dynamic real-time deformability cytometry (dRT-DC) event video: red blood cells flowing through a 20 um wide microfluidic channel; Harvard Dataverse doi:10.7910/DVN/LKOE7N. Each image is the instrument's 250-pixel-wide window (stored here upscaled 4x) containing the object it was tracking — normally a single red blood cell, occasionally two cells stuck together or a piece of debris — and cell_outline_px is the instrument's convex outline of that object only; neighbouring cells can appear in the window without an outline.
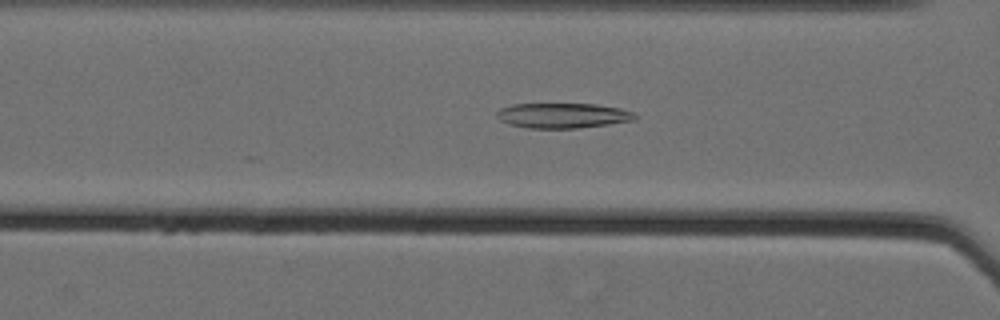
{"species": "Egyptian fruit bat (a non-hibernating species)", "species_latin": "Rousettus aegyptiacus", "temperature_condition": "cold", "stored_images_in_passage": 62, "camera_frame_rate_fps": 3000, "um_per_image_px": 0.085, "animal": {"sex": "female"}, "frame": {"image": 1, "passage_image": 30, "time_ms": 9.667, "image_size_px": [1000, 320], "cell_outline_px": [[636, 120], [580, 128], [528, 128], [508, 124], [500, 120], [496, 116], [496, 112], [500, 108], [512, 104], [596, 104], [620, 108], [636, 112]], "centroid_in_image_um": [47.84, 9.82], "position_along_channel_um": 118.8, "area_um2": 20.35}}
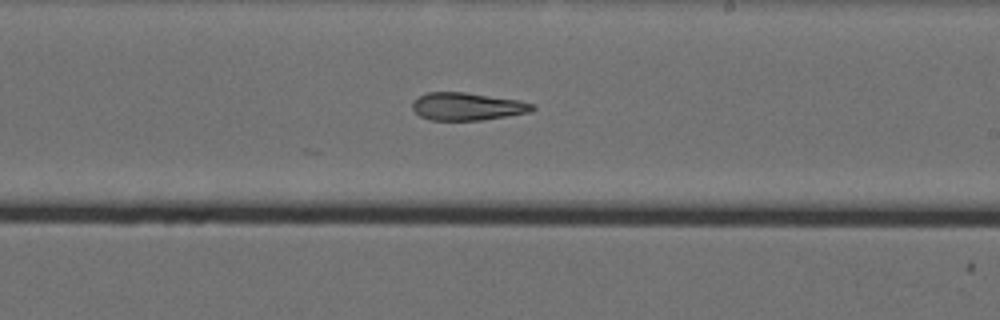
{"frame": {"image": 2, "passage_image": 41, "time_ms": 13.333, "image_size_px": [1000, 320], "cell_outline_px": [[536, 108], [532, 112], [508, 116], [480, 120], [432, 120], [420, 116], [412, 108], [412, 100], [428, 92], [464, 92], [520, 100], [536, 104]], "centroid_in_image_um": [39.76, 9.05], "position_along_channel_um": 249.2, "area_um2": 19.48}}
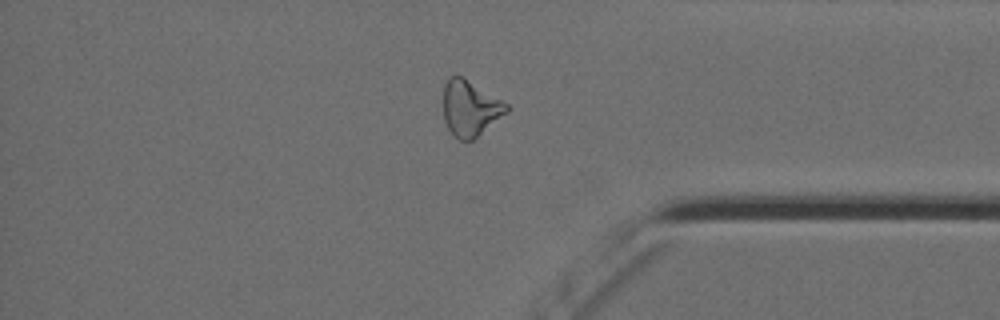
{"frame": {"image": 3, "passage_image": 54, "time_ms": 17.667, "image_size_px": [1000, 320], "cell_outline_px": [[508, 112], [472, 140], [460, 140], [448, 128], [444, 120], [444, 84], [448, 76], [460, 76], [508, 104]], "centroid_in_image_um": [39.95, 9.2], "position_along_channel_um": 395.3, "area_um2": 20.0}, "authors_computed_cell_mechanics": {"area_um2": 22.253, "velocity_mm_per_s": 3.5508, "shape_relaxation_time_tau1_ms": 7.9255, "shape_relaxation_time_tau2_ms": 5.6761, "deformation_change_tau1": 0.185, "deformation_change_tau2": 0.1603}}